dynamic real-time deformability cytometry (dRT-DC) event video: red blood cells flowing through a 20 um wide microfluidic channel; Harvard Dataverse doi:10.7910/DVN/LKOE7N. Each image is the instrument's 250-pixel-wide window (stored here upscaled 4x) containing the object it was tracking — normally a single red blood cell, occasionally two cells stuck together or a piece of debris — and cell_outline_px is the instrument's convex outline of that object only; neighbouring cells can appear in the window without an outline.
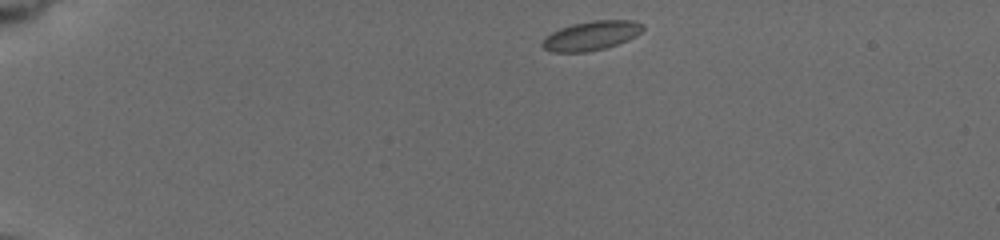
{"species": "common noctule bat (a hibernating species)", "species_latin": "Nyctalus noctula", "temperature_condition": "cold", "stored_images_in_passage": 13, "camera_frame_rate_fps": 3000, "um_per_image_px": 0.085, "animal": {"sex": "female", "body_mass_g": 19.5, "forearm_length_mm": 54.1}, "frame": {"image": 1, "passage_image": 1, "time_ms": 0.0, "image_size_px": [1000, 240], "cell_outline_px": [[644, 28], [636, 36], [628, 40], [604, 48], [584, 52], [552, 52], [544, 48], [540, 44], [544, 36], [560, 28], [572, 24], [592, 20], [632, 20], [644, 24]], "centroid_in_image_um": [50.24, 3.02], "position_along_channel_um": 34.8, "area_um2": 17.17}}
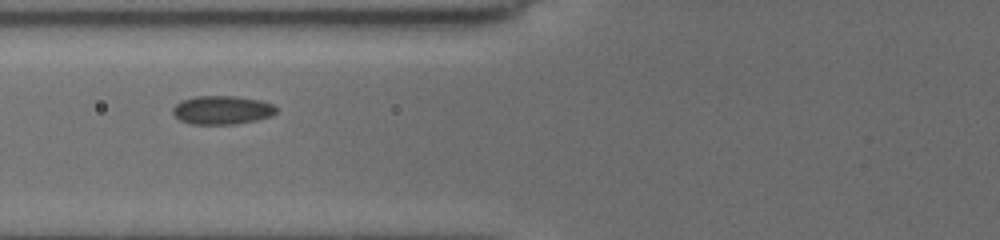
{"frame": {"image": 2, "passage_image": 6, "time_ms": 4.0, "image_size_px": [1000, 240], "cell_outline_px": [[276, 112], [272, 116], [256, 120], [236, 124], [192, 124], [180, 120], [172, 112], [172, 108], [180, 100], [196, 96], [236, 96], [260, 100], [272, 104], [276, 108]], "centroid_in_image_um": [18.86, 9.35], "position_along_channel_um": 106.9, "area_um2": 17.28}}
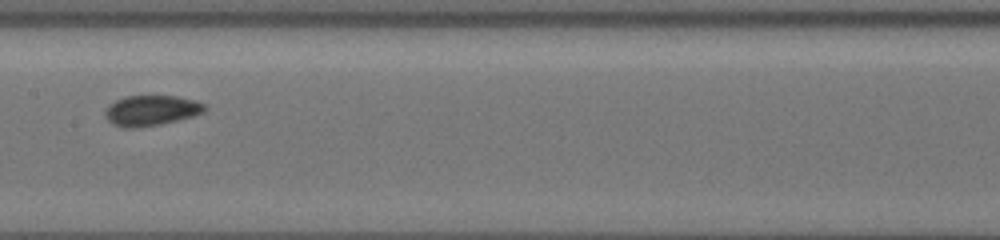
{"frame": {"image": 3, "passage_image": 11, "time_ms": 6.333, "image_size_px": [1000, 240], "cell_outline_px": [[208, 108], [204, 112], [192, 116], [160, 124], [132, 128], [124, 128], [112, 124], [104, 116], [104, 112], [108, 104], [116, 100], [128, 96], [176, 96], [196, 100], [208, 104]], "centroid_in_image_um": [12.86, 9.38], "position_along_channel_um": 194.5, "area_um2": 17.74}}